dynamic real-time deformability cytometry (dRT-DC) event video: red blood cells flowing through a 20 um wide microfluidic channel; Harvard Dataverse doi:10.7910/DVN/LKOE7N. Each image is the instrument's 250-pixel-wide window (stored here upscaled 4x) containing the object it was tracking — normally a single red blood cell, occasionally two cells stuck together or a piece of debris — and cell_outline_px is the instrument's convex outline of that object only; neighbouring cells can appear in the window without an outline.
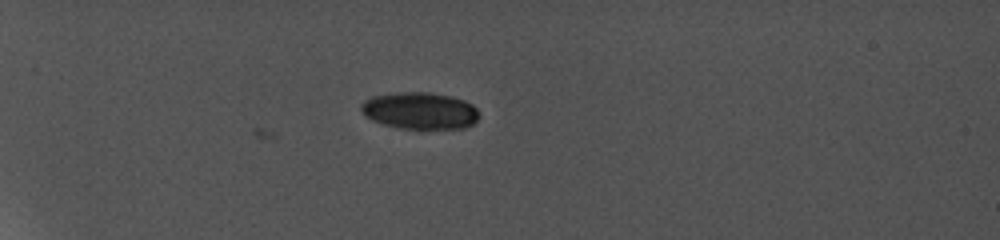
{"species": "common noctule bat (a hibernating species)", "species_latin": "Nyctalus noctula", "temperature_condition": "cold", "stored_images_in_passage": 8, "camera_frame_rate_fps": 5000, "um_per_image_px": 0.085, "animal": {"sex": "female", "body_mass_g": 19.0, "forearm_length_mm": 56.7}, "frame": {"image": 1, "passage_image": 8, "time_ms": 7.2, "image_size_px": [1000, 240], "cell_outline_px": [[480, 116], [472, 124], [460, 128], [408, 128], [388, 124], [376, 120], [368, 116], [360, 108], [360, 104], [364, 100], [372, 96], [396, 92], [428, 92], [452, 96], [464, 100], [472, 104], [476, 108]], "centroid_in_image_um": [35.73, 9.37], "position_along_channel_um": 49.3, "area_um2": 24.85}}